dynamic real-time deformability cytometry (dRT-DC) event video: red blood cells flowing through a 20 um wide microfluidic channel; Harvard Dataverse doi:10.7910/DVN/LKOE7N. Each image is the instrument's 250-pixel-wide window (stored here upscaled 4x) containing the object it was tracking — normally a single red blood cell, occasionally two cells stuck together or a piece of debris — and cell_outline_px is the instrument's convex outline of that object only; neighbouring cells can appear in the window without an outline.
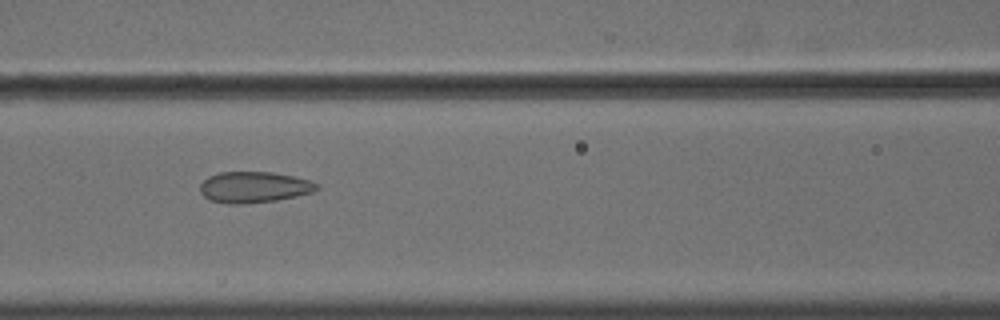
{"species": "common noctule bat (a hibernating species)", "species_latin": "Nyctalus noctula", "temperature_condition": "cold", "stored_images_in_passage": 57, "camera_frame_rate_fps": 3000, "um_per_image_px": 0.085, "animal": {"sex": "male", "body_mass_g": 18.8}, "frame": {"image": 1, "passage_image": 26, "time_ms": 8.333, "image_size_px": [1000, 320], "cell_outline_px": [[320, 188], [312, 192], [296, 196], [276, 200], [240, 204], [228, 204], [212, 200], [204, 196], [200, 192], [200, 184], [208, 176], [220, 172], [272, 172], [296, 176], [312, 180]], "centroid_in_image_um": [21.61, 15.9], "position_along_channel_um": 145.0, "area_um2": 21.15}}
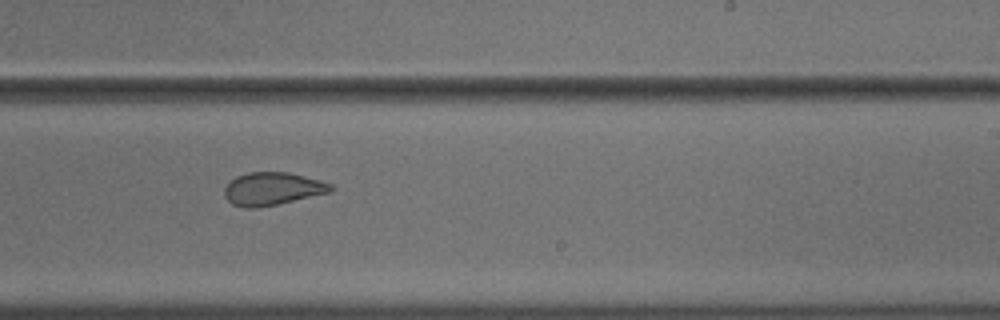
{"frame": {"image": 2, "passage_image": 36, "time_ms": 11.667, "image_size_px": [1000, 320], "cell_outline_px": [[336, 188], [332, 192], [276, 204], [256, 208], [244, 208], [232, 204], [224, 196], [224, 188], [236, 176], [248, 172], [288, 172], [320, 180], [332, 184]], "centroid_in_image_um": [23.17, 16.04], "position_along_channel_um": 265.8, "area_um2": 20.4}}
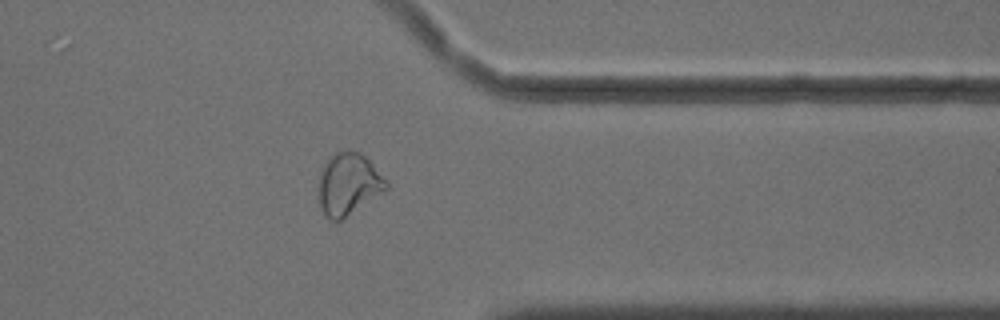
{"frame": {"image": 3, "passage_image": 46, "time_ms": 15.0, "image_size_px": [1000, 320], "cell_outline_px": [[388, 188], [340, 220], [332, 220], [324, 216], [320, 204], [320, 172], [324, 164], [336, 152], [360, 152], [388, 180]], "centroid_in_image_um": [29.63, 15.65], "position_along_channel_um": 381.8, "area_um2": 23.64}, "authors_computed_cell_mechanics": {"area_um2": 25.4898, "velocity_mm_per_s": 3.6294, "shape_relaxation_time_tau1_ms": null, "shape_relaxation_time_tau2_ms": 1.5055, "deformation_change_tau1": null, "deformation_change_tau2": 0.0659}}